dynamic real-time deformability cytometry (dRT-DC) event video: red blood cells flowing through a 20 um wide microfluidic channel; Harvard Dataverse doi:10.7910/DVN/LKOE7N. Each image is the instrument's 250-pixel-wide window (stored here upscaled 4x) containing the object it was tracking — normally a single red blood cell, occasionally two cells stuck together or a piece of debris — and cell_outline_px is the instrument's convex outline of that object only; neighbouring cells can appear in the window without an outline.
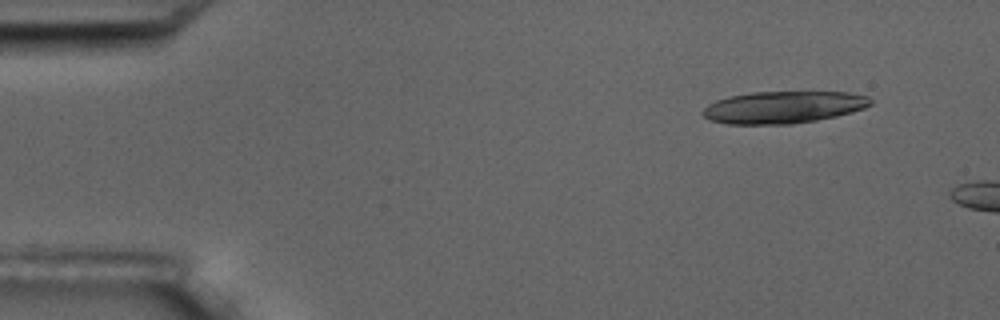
{"species": "common noctule bat (a hibernating species)", "species_latin": "Nyctalus noctula", "temperature_condition": "room temperature", "stored_images_in_passage": 3, "camera_frame_rate_fps": 3000, "um_per_image_px": 0.085, "animal": {"sex": "male", "body_mass_g": 17.5, "forearm_length_mm": 52.3}, "frame": {"image": 1, "passage_image": 1, "time_ms": 0.0, "image_size_px": [1000, 320], "cell_outline_px": [[872, 104], [864, 108], [852, 112], [836, 116], [816, 120], [792, 124], [728, 124], [708, 120], [700, 112], [708, 104], [716, 100], [728, 96], [752, 92], [848, 92], [868, 96], [872, 100]], "centroid_in_image_um": [66.56, 9.11], "position_along_channel_um": 18.4, "area_um2": 31.56}}